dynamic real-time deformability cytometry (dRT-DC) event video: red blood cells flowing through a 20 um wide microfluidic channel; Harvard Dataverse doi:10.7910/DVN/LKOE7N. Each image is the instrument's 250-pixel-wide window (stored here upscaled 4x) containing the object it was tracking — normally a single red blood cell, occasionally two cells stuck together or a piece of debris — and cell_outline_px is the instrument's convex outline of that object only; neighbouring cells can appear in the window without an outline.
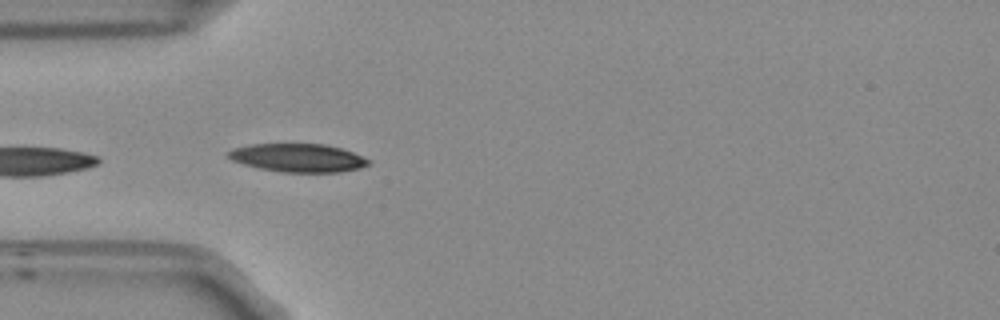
{"species": "Egyptian fruit bat (a non-hibernating species)", "species_latin": "Rousettus aegyptiacus", "temperature_condition": "room temperature", "stored_images_in_passage": 10, "camera_frame_rate_fps": 3000, "um_per_image_px": 0.085, "frame": {"image": 1, "passage_image": 2, "time_ms": 0.333, "image_size_px": [1000, 320], "cell_outline_px": [[372, 160], [368, 164], [360, 168], [340, 172], [284, 172], [260, 168], [244, 164], [232, 160], [228, 156], [228, 152], [232, 148], [248, 144], [324, 144], [340, 148], [352, 152]], "centroid_in_image_um": [25.33, 13.41], "position_along_channel_um": 59.7, "area_um2": 23.0}}